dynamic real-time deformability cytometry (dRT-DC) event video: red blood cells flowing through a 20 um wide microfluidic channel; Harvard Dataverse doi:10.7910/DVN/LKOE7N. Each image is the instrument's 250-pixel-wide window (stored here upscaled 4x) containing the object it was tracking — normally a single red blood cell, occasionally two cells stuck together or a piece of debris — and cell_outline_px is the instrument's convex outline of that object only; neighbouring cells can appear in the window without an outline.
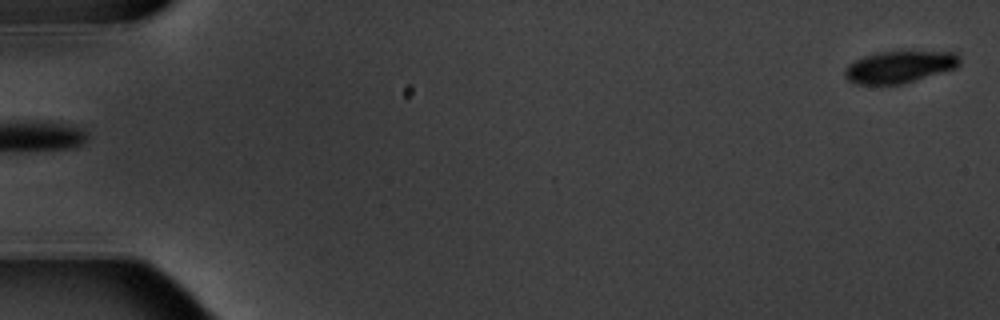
{"species": "common noctule bat (a hibernating species)", "species_latin": "Nyctalus noctula", "temperature_condition": "warm", "stored_images_in_passage": 3, "segment_of_instrument_passage": [2, 2], "camera_frame_rate_fps": 3000, "um_per_image_px": 0.085, "animal": {"sex": "male", "body_mass_g": 20.1, "forearm_length_mm": 53.5}, "frame": {"image": 1, "passage_image": 3, "time_ms": 2.333, "image_size_px": [1000, 320], "cell_outline_px": [[960, 64], [956, 68], [904, 84], [856, 84], [848, 80], [844, 76], [844, 68], [848, 64], [864, 56], [880, 52], [956, 52], [960, 56]], "centroid_in_image_um": [76.46, 5.7], "position_along_channel_um": 8.5, "area_um2": 21.39}}